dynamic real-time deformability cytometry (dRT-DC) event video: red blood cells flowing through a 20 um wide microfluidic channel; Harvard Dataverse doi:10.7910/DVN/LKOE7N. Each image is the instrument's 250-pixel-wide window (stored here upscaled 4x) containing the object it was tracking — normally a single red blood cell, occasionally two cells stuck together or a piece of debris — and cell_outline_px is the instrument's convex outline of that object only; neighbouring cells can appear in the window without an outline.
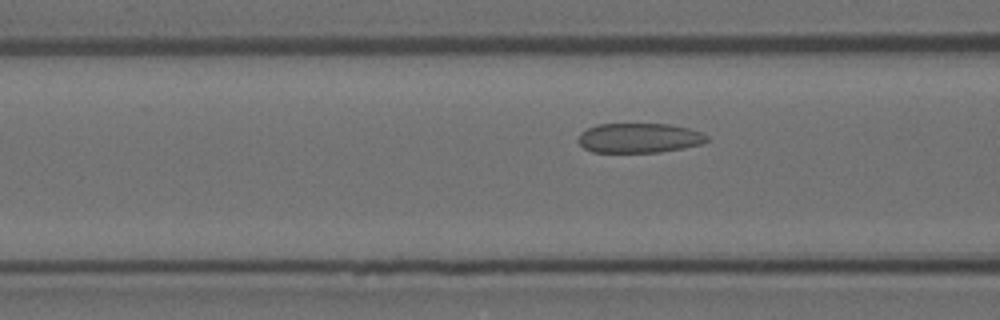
{"species": "Egyptian fruit bat (a non-hibernating species)", "species_latin": "Rousettus aegyptiacus", "temperature_condition": "room temperature", "stored_images_in_passage": 51, "camera_frame_rate_fps": 3000, "um_per_image_px": 0.085, "animal": {"sex": "female"}, "frame": {"image": 1, "passage_image": 15, "time_ms": 4.667, "image_size_px": [1000, 320], "cell_outline_px": [[708, 140], [700, 144], [660, 152], [592, 152], [584, 148], [576, 140], [580, 132], [596, 124], [668, 124], [688, 128], [700, 132], [708, 136]], "centroid_in_image_um": [54.27, 11.72], "position_along_channel_um": 112.3, "area_um2": 22.2}}
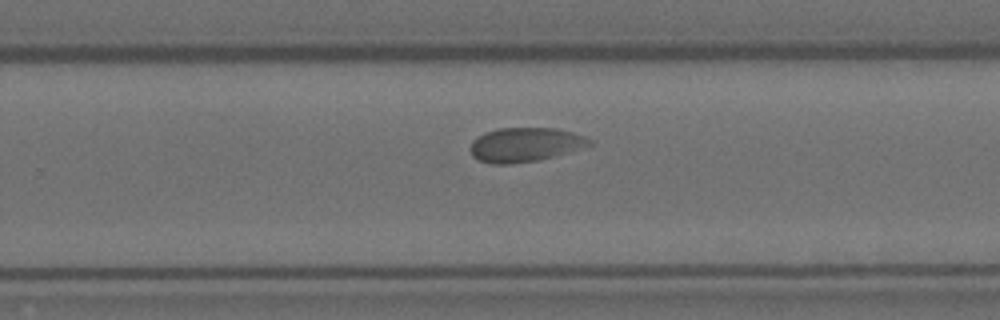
{"frame": {"image": 2, "passage_image": 30, "time_ms": 9.667, "image_size_px": [1000, 320], "cell_outline_px": [[592, 144], [540, 160], [508, 164], [492, 164], [476, 160], [472, 156], [472, 140], [484, 132], [496, 128], [556, 128], [588, 136], [592, 140]], "centroid_in_image_um": [44.61, 12.29], "position_along_channel_um": 285.2, "area_um2": 23.76}}
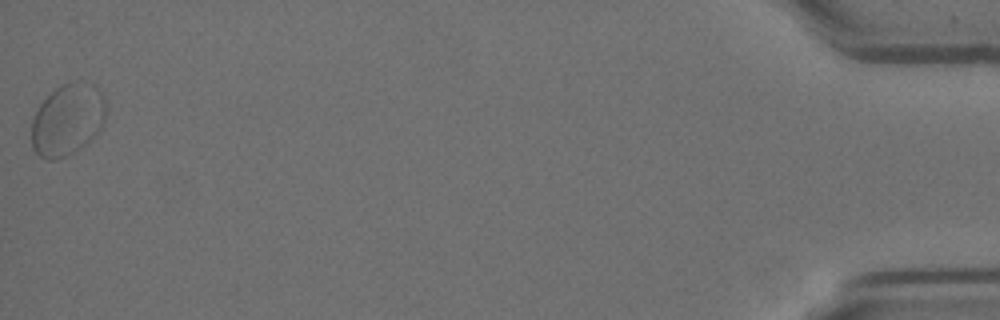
{"frame": {"image": 3, "passage_image": 51, "time_ms": 16.667, "image_size_px": [1000, 320], "cell_outline_px": [[104, 124], [100, 132], [80, 148], [56, 160], [48, 160], [40, 156], [32, 148], [32, 120], [40, 104], [56, 88], [72, 80], [76, 80], [96, 84], [104, 96]], "centroid_in_image_um": [5.76, 10.16], "position_along_channel_um": 429.4, "area_um2": 31.15}, "authors_computed_cell_mechanics": {"area_um2": 24.4494, "velocity_mm_per_s": 3.4636, "shape_relaxation_time_tau1_ms": null, "shape_relaxation_time_tau2_ms": 1.2782, "deformation_change_tau1": null, "deformation_change_tau2": 0.0384}}